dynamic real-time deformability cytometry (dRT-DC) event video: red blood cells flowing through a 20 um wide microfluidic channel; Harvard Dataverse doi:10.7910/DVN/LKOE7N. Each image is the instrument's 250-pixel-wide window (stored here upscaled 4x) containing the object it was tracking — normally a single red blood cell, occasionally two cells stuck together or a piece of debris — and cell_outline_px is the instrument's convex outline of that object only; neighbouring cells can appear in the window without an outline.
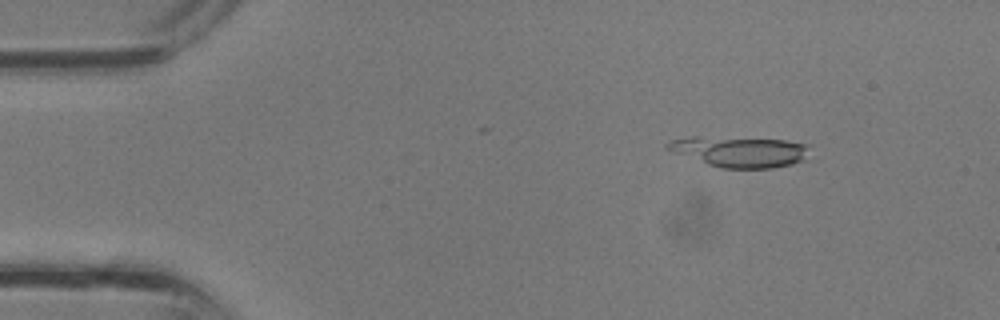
{"species": "common noctule bat (a hibernating species)", "species_latin": "Nyctalus noctula", "temperature_condition": "room temperature", "stored_images_in_passage": 36, "camera_frame_rate_fps": 3000, "um_per_image_px": 0.085, "animal": {"sex": "male", "body_mass_g": 13.3}, "frame": {"image": 1, "passage_image": 5, "time_ms": 1.333, "image_size_px": [1000, 320], "cell_outline_px": [[808, 144], [804, 160], [792, 164], [772, 168], [720, 168], [708, 164], [664, 148], [664, 144], [672, 140], [692, 136], [696, 136], [784, 140]], "centroid_in_image_um": [62.85, 12.88], "position_along_channel_um": 22.1, "area_um2": 25.09}}
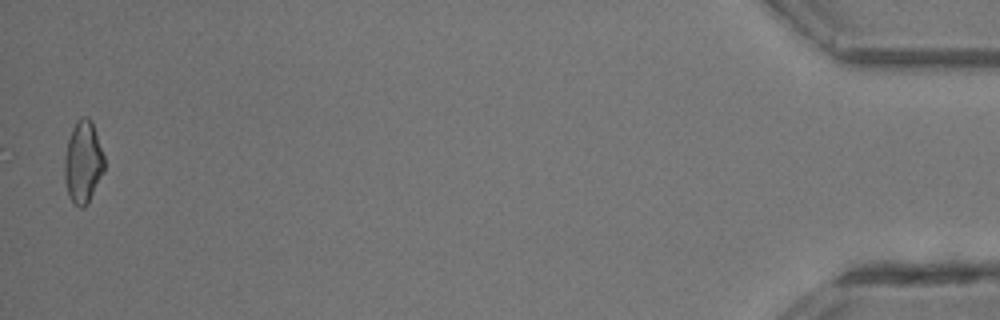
{"frame": {"image": 2, "passage_image": 36, "time_ms": 11.667, "image_size_px": [1000, 320], "cell_outline_px": [[104, 172], [88, 204], [84, 208], [80, 208], [72, 200], [68, 192], [64, 180], [64, 156], [68, 140], [72, 128], [76, 120], [80, 116], [88, 116], [92, 124], [104, 156]], "centroid_in_image_um": [7.05, 13.79], "position_along_channel_um": 428.1, "area_um2": 19.07}}